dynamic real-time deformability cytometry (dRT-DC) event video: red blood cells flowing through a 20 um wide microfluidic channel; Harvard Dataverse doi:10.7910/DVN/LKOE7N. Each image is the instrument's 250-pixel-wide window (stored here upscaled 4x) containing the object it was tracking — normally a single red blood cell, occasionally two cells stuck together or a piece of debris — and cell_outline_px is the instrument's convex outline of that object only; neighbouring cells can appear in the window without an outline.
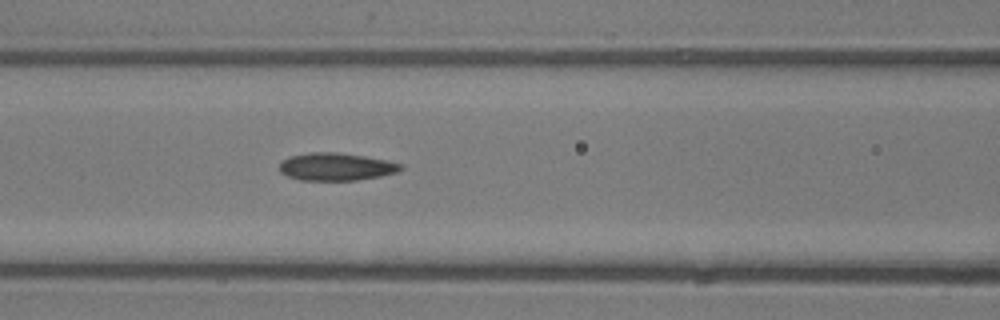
{"species": "common noctule bat (a hibernating species)", "species_latin": "Nyctalus noctula", "temperature_condition": "room temperature", "stored_images_in_passage": 11, "camera_frame_rate_fps": 3000, "um_per_image_px": 0.085, "animal": {"sex": "male", "body_mass_g": 13.3}, "frame": {"image": 1, "passage_image": 7, "time_ms": 2.0, "image_size_px": [1000, 320], "cell_outline_px": [[404, 168], [396, 172], [380, 176], [356, 180], [300, 180], [288, 176], [280, 172], [280, 160], [288, 156], [312, 152], [336, 152], [364, 156], [384, 160], [400, 164]], "centroid_in_image_um": [28.51, 14.17], "position_along_channel_um": 138.1, "area_um2": 19.42}}
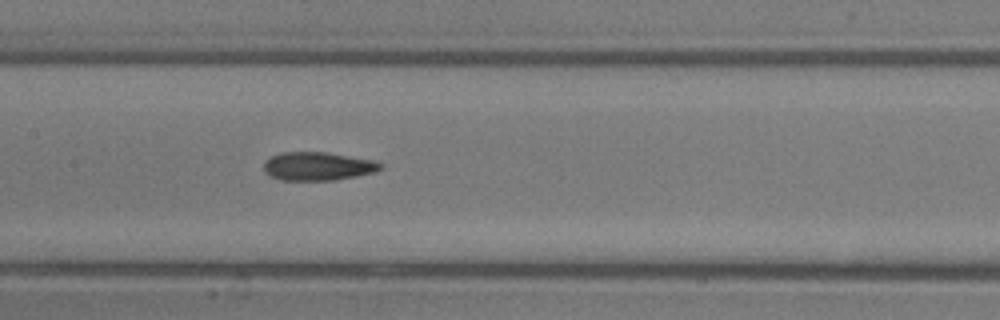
{"frame": {"image": 2, "passage_image": 10, "time_ms": 3.0, "image_size_px": [1000, 320], "cell_outline_px": [[384, 164], [376, 172], [336, 180], [280, 180], [264, 172], [264, 160], [280, 152], [324, 152], [372, 160]], "centroid_in_image_um": [26.99, 14.13], "position_along_channel_um": 180.4, "area_um2": 19.25}}